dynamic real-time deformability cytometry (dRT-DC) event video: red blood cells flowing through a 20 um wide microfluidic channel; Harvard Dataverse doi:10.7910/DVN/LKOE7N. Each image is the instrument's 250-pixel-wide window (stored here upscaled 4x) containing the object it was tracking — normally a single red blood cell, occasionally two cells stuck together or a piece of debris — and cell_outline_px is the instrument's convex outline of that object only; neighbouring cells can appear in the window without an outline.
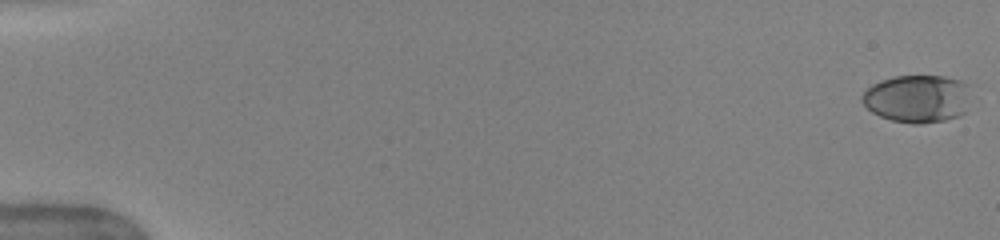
{"species": "human", "species_latin": "Homo sapiens", "temperature_condition": "warm", "stored_images_in_passage": 51, "camera_frame_rate_fps": 3000, "um_per_image_px": 0.085, "donor": {"sex": "female"}, "frame": {"image": 1, "passage_image": 1, "time_ms": 0.0, "image_size_px": [1000, 240], "cell_outline_px": [[968, 84], [964, 112], [960, 116], [944, 120], [920, 124], [912, 124], [892, 120], [880, 116], [872, 112], [860, 100], [860, 96], [872, 84], [880, 80], [892, 76], [944, 76], [960, 80]], "centroid_in_image_um": [77.92, 8.38], "position_along_channel_um": 7.1, "area_um2": 30.11}}
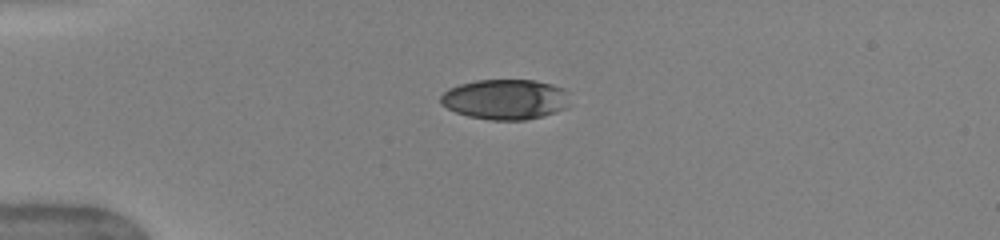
{"frame": {"image": 2, "passage_image": 14, "time_ms": 4.333, "image_size_px": [1000, 240], "cell_outline_px": [[568, 108], [544, 116], [524, 120], [492, 120], [468, 116], [456, 112], [440, 104], [440, 96], [448, 88], [460, 84], [476, 80], [536, 80], [552, 84], [564, 88], [568, 104]], "centroid_in_image_um": [42.94, 8.44], "position_along_channel_um": 42.1, "area_um2": 30.4}}
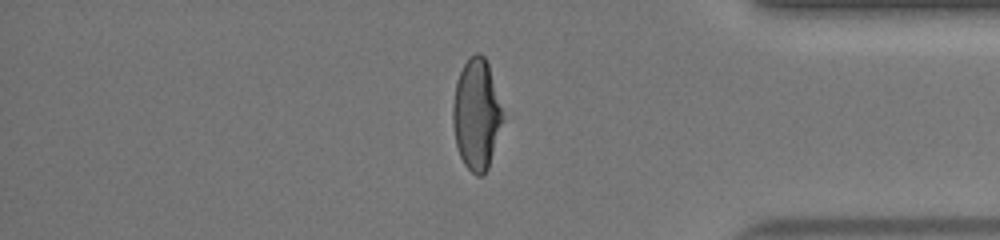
{"frame": {"image": 3, "passage_image": 44, "time_ms": 14.333, "image_size_px": [1000, 240], "cell_outline_px": [[504, 120], [488, 168], [480, 176], [476, 176], [464, 164], [460, 156], [456, 144], [452, 124], [452, 104], [456, 84], [460, 72], [464, 64], [476, 52], [480, 52], [484, 56], [488, 64]], "centroid_in_image_um": [40.48, 9.75], "position_along_channel_um": 394.7, "area_um2": 31.85}, "authors_computed_cell_mechanics": {"area_um2": 32.5414, "velocity_mm_per_s": 4.047, "shape_relaxation_time_tau1_ms": 4.5395, "shape_relaxation_time_tau2_ms": 0.7919, "deformation_change_tau1": 0.2119, "deformation_change_tau2": 0.0627}}